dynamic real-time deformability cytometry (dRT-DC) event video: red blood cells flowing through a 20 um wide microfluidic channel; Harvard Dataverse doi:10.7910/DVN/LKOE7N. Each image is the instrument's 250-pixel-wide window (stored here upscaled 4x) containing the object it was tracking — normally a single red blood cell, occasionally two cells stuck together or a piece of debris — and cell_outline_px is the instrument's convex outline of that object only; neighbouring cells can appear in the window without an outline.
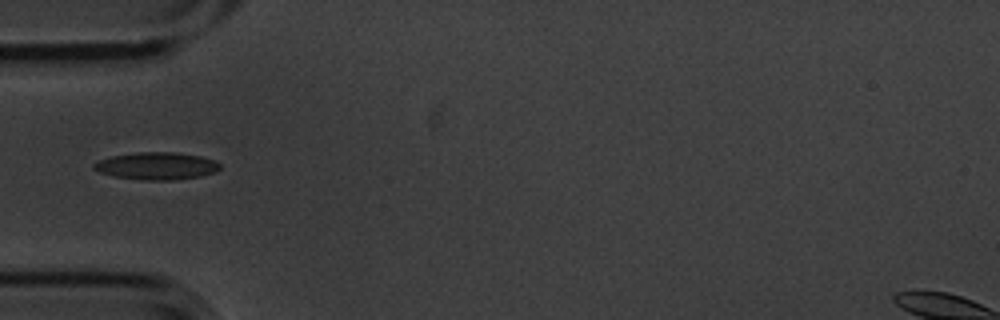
{"species": "common noctule bat (a hibernating species)", "species_latin": "Nyctalus noctula", "temperature_condition": "cold", "stored_images_in_passage": 3, "camera_frame_rate_fps": 3000, "um_per_image_px": 0.085, "animal": {"sex": "male", "body_mass_g": 20.1, "forearm_length_mm": 53.5}, "frame": {"image": 1, "passage_image": 3, "time_ms": 0.667, "image_size_px": [1000, 320], "cell_outline_px": [[220, 168], [216, 172], [200, 176], [176, 180], [140, 180], [116, 176], [100, 172], [92, 168], [92, 164], [100, 160], [112, 156], [136, 152], [176, 152], [200, 156], [212, 160], [220, 164]], "centroid_in_image_um": [13.31, 14.1], "position_along_channel_um": 71.7, "area_um2": 20.06}}